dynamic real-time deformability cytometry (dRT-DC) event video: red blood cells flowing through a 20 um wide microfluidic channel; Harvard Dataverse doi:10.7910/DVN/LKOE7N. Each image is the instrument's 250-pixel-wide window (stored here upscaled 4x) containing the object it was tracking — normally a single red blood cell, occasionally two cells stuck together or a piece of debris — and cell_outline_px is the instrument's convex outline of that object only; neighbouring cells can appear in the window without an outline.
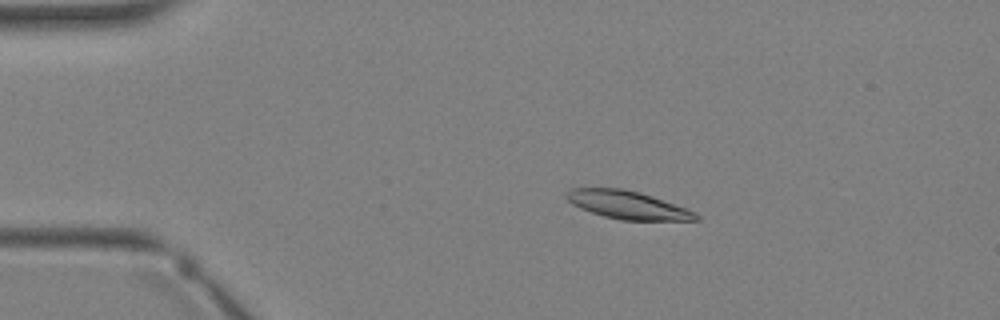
{"species": "Egyptian fruit bat (a non-hibernating species)", "species_latin": "Rousettus aegyptiacus", "temperature_condition": "warm", "stored_images_in_passage": 2, "camera_frame_rate_fps": 3000, "um_per_image_px": 0.085, "animal": {"sex": "female"}, "frame": {"image": 1, "passage_image": 1, "time_ms": 0.0, "image_size_px": [1000, 320], "cell_outline_px": [[700, 220], [620, 220], [604, 216], [580, 208], [572, 204], [564, 196], [564, 192], [572, 188], [620, 188], [652, 196], [688, 208], [696, 212], [700, 216]], "centroid_in_image_um": [53.35, 17.42], "position_along_channel_um": 31.6, "area_um2": 21.15}}